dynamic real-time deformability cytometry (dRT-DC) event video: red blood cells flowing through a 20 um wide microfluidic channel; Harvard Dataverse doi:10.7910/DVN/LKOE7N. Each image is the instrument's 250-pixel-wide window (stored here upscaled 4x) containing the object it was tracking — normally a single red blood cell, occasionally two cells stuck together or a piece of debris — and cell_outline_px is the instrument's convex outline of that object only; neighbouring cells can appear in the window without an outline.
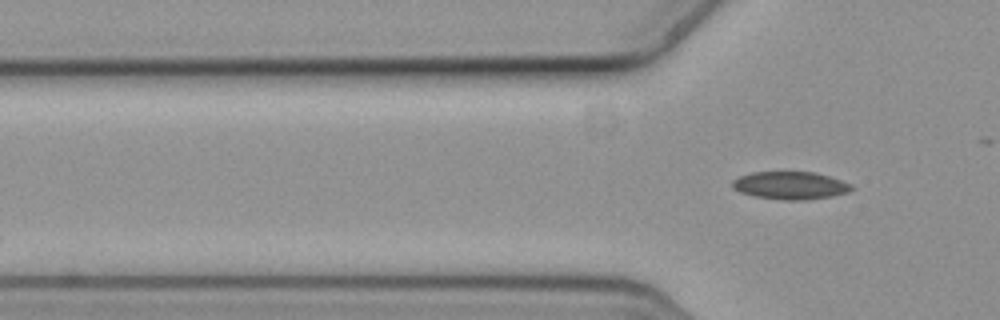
{"species": "common noctule bat (a hibernating species)", "species_latin": "Nyctalus noctula", "temperature_condition": "cold", "stored_images_in_passage": 3, "camera_frame_rate_fps": 3000, "um_per_image_px": 0.085, "animal": {"sex": "female", "body_mass_g": 19.3, "forearm_length_mm": 54.1}, "frame": {"image": 1, "passage_image": 3, "time_ms": 0.667, "image_size_px": [1000, 320], "cell_outline_px": [[852, 188], [848, 192], [832, 196], [808, 200], [784, 200], [752, 196], [740, 192], [732, 188], [732, 180], [740, 176], [752, 172], [816, 172], [852, 184]], "centroid_in_image_um": [67.15, 15.77], "position_along_channel_um": 58.6, "area_um2": 19.31}}